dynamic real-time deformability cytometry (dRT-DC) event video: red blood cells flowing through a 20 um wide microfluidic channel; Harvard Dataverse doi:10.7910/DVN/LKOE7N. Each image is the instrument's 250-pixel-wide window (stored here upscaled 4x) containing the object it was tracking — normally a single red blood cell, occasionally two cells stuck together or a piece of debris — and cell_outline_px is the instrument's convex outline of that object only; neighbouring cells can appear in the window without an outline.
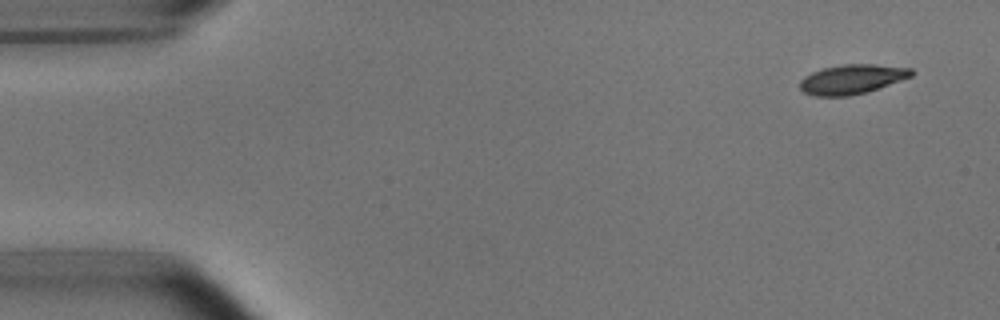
{"species": "common noctule bat (a hibernating species)", "species_latin": "Nyctalus noctula", "temperature_condition": "room temperature", "stored_images_in_passage": 49, "camera_frame_rate_fps": 3000, "um_per_image_px": 0.085, "animal": {"sex": "male", "body_mass_g": 15.6}, "frame": {"image": 1, "passage_image": 1, "time_ms": 0.0, "image_size_px": [1000, 320], "cell_outline_px": [[916, 72], [912, 76], [868, 92], [848, 96], [816, 96], [804, 92], [800, 88], [800, 80], [804, 76], [812, 72], [824, 68], [844, 64], [872, 64], [912, 68]], "centroid_in_image_um": [72.44, 6.73], "position_along_channel_um": 12.6, "area_um2": 19.19}}
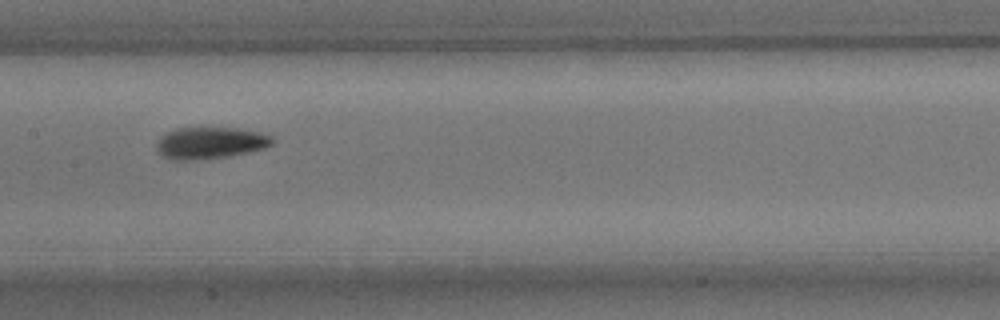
{"frame": {"image": 2, "passage_image": 24, "time_ms": 7.667, "image_size_px": [1000, 320], "cell_outline_px": [[276, 140], [272, 144], [264, 148], [248, 152], [228, 156], [196, 160], [172, 160], [164, 156], [156, 148], [156, 144], [160, 136], [176, 128], [236, 128], [260, 132], [272, 136]], "centroid_in_image_um": [17.88, 12.14], "position_along_channel_um": 189.5, "area_um2": 21.39}}
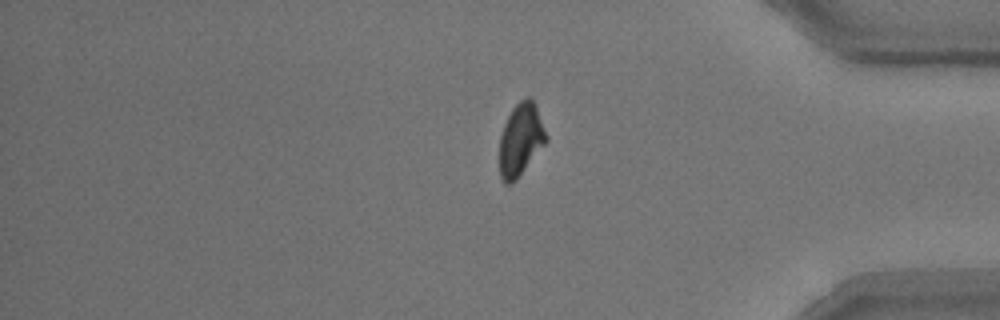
{"frame": {"image": 3, "passage_image": 42, "time_ms": 13.667, "image_size_px": [1000, 320], "cell_outline_px": [[548, 140], [516, 180], [512, 184], [504, 184], [500, 176], [500, 136], [504, 124], [512, 108], [524, 96], [528, 96], [536, 104], [548, 136]], "centroid_in_image_um": [44.27, 11.85], "position_along_channel_um": 390.9, "area_um2": 19.83}, "authors_computed_cell_mechanics": {"area_um2": 20.1144, "velocity_mm_per_s": 3.743, "shape_relaxation_time_tau1_ms": 2.2357, "shape_relaxation_time_tau2_ms": 3.3547, "deformation_change_tau1": 0.1283, "deformation_change_tau2": 0.0879}}